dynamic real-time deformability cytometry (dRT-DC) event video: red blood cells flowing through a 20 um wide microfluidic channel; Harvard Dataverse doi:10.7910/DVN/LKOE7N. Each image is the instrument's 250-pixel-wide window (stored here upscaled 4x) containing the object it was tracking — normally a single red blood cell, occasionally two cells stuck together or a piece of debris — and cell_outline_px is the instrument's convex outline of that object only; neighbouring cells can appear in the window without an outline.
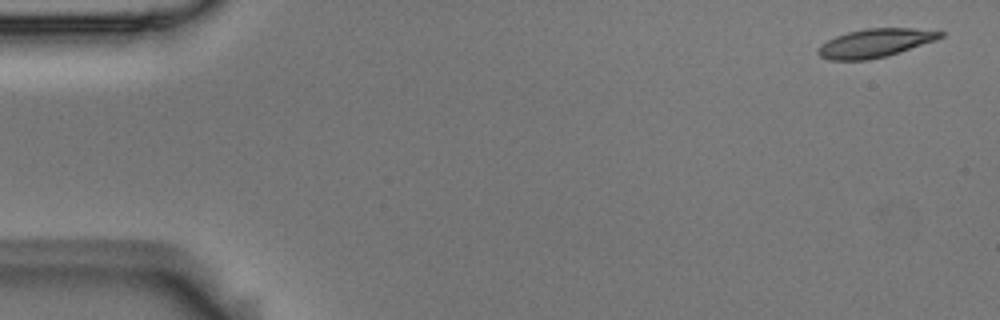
{"species": "Egyptian fruit bat (a non-hibernating species)", "species_latin": "Rousettus aegyptiacus", "temperature_condition": "room temperature", "stored_images_in_passage": 3, "camera_frame_rate_fps": 3000, "um_per_image_px": 0.085, "animal": {"sex": "male"}, "frame": {"image": 1, "passage_image": 1, "time_ms": 0.0, "image_size_px": [1000, 320], "cell_outline_px": [[944, 36], [936, 40], [888, 56], [868, 60], [828, 60], [820, 56], [816, 52], [816, 48], [820, 44], [836, 36], [848, 32], [868, 28], [912, 28], [944, 32]], "centroid_in_image_um": [74.36, 3.67], "position_along_channel_um": 10.6, "area_um2": 20.4}}